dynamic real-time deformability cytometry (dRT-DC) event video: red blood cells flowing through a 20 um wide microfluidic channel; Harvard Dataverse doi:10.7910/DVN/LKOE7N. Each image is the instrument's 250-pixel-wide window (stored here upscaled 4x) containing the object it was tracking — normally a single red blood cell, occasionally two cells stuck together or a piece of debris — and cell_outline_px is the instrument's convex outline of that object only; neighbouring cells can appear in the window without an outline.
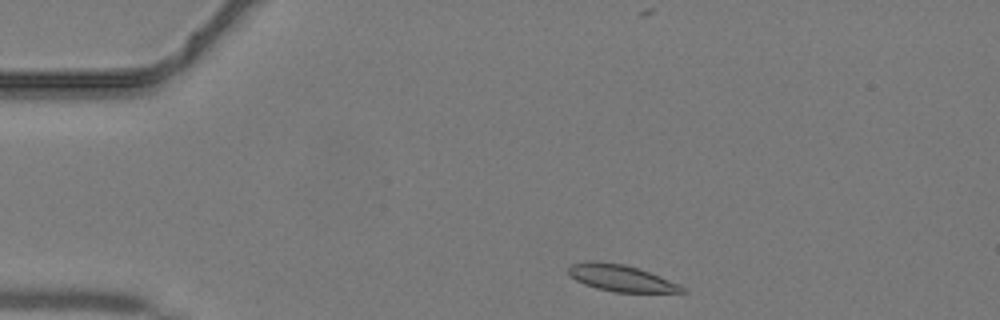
{"species": "common noctule bat (a hibernating species)", "species_latin": "Nyctalus noctula", "temperature_condition": "warm", "stored_images_in_passage": 33, "camera_frame_rate_fps": 3000, "um_per_image_px": 0.085, "animal": {"sex": "male", "body_mass_g": 19.2, "forearm_length_mm": 51.8}, "frame": {"image": 1, "passage_image": 1, "time_ms": 0.0, "image_size_px": [1000, 320], "cell_outline_px": [[688, 292], [616, 292], [596, 288], [584, 284], [576, 280], [568, 272], [568, 268], [572, 264], [584, 260], [596, 260], [624, 264], [640, 268], [680, 284]], "centroid_in_image_um": [52.78, 23.61], "position_along_channel_um": 32.2, "area_um2": 17.74}}
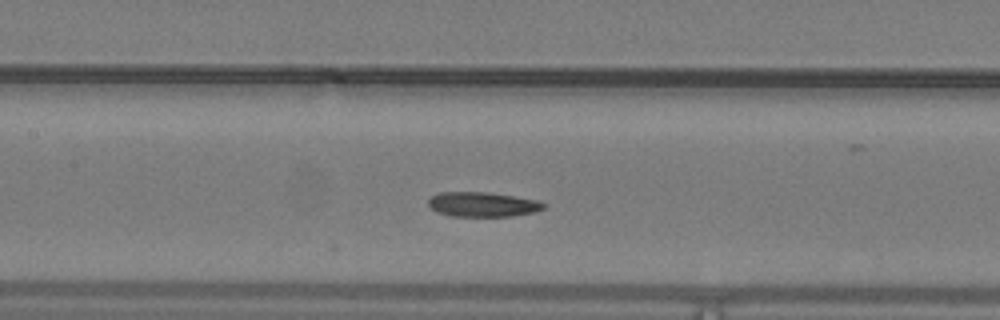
{"frame": {"image": 2, "passage_image": 13, "time_ms": 4.0, "image_size_px": [1000, 320], "cell_outline_px": [[548, 204], [544, 208], [536, 212], [512, 216], [448, 216], [436, 212], [428, 204], [428, 200], [432, 196], [440, 192], [488, 192], [516, 196], [536, 200]], "centroid_in_image_um": [41.04, 17.37], "position_along_channel_um": 166.4, "area_um2": 16.76}}
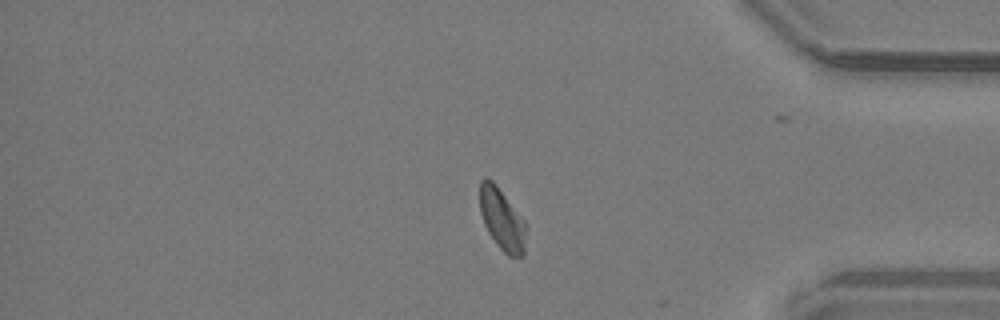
{"frame": {"image": 3, "passage_image": 29, "time_ms": 9.333, "image_size_px": [1000, 320], "cell_outline_px": [[528, 228], [524, 256], [508, 256], [496, 244], [488, 232], [484, 224], [480, 212], [480, 180], [484, 176], [492, 180], [496, 184], [528, 224]], "centroid_in_image_um": [42.71, 18.65], "position_along_channel_um": 392.5, "area_um2": 17.05}}